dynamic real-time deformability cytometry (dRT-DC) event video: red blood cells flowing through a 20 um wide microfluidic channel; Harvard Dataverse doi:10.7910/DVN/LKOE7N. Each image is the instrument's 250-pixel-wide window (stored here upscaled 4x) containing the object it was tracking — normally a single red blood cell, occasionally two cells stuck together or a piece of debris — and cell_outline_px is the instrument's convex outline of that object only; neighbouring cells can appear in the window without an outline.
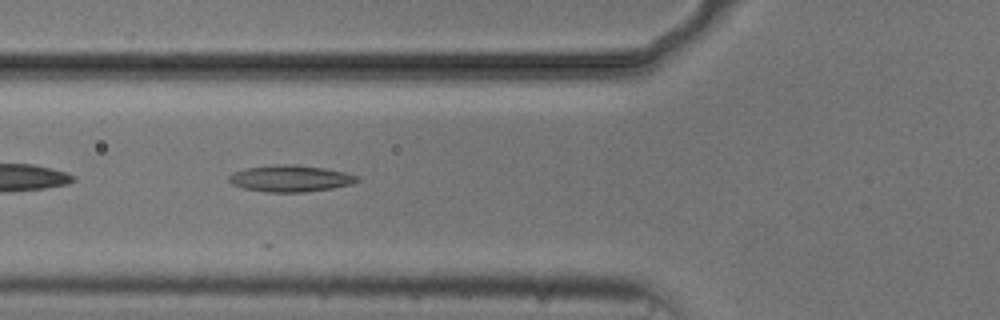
{"species": "common noctule bat (a hibernating species)", "species_latin": "Nyctalus noctula", "temperature_condition": "cold", "stored_images_in_passage": 17, "camera_frame_rate_fps": 3000, "um_per_image_px": 0.085, "animal": {"sex": "male", "body_mass_g": 20.5, "forearm_length_mm": 52.5}, "frame": {"image": 1, "passage_image": 5, "time_ms": 1.333, "image_size_px": [1000, 320], "cell_outline_px": [[360, 180], [356, 184], [332, 188], [304, 192], [268, 192], [244, 188], [232, 184], [228, 180], [228, 176], [232, 172], [244, 168], [276, 164], [296, 164], [324, 168], [344, 172], [360, 176]], "centroid_in_image_um": [24.71, 15.16], "position_along_channel_um": 101.1, "area_um2": 20.11}}
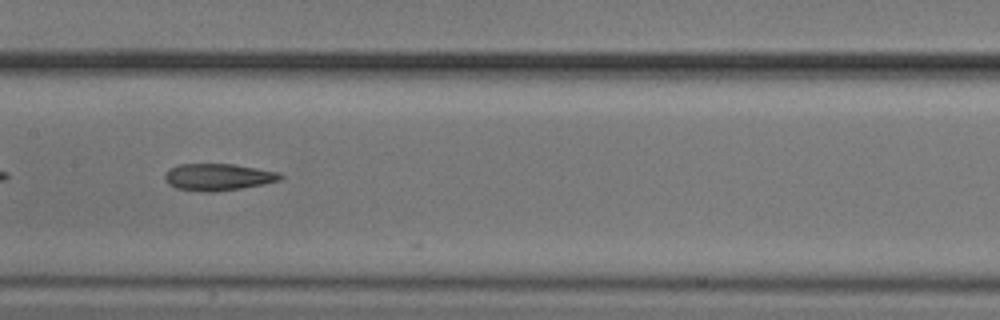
{"frame": {"image": 2, "passage_image": 12, "time_ms": 3.667, "image_size_px": [1000, 320], "cell_outline_px": [[284, 176], [280, 180], [264, 184], [240, 188], [212, 192], [204, 192], [176, 188], [168, 184], [164, 180], [164, 176], [172, 168], [180, 164], [232, 164], [280, 172]], "centroid_in_image_um": [18.55, 15.05], "position_along_channel_um": 188.8, "area_um2": 17.98}}